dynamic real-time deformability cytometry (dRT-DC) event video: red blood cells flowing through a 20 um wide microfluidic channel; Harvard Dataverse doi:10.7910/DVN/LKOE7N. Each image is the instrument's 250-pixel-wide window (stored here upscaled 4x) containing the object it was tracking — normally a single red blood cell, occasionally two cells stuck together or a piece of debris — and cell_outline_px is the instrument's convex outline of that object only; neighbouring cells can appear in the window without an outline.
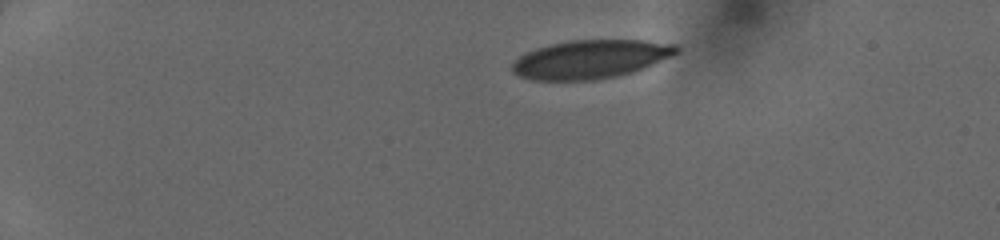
{"species": "human", "species_latin": "Homo sapiens", "temperature_condition": "cold", "stored_images_in_passage": 40, "camera_frame_rate_fps": 3000, "um_per_image_px": 0.085, "donor": {"sex": "female"}, "frame": {"image": 1, "passage_image": 1, "time_ms": 0.0, "image_size_px": [1000, 240], "cell_outline_px": [[680, 52], [644, 68], [632, 72], [616, 76], [596, 80], [532, 80], [520, 76], [512, 72], [512, 64], [520, 56], [536, 48], [552, 44], [572, 40], [644, 40], [676, 44], [680, 48]], "centroid_in_image_um": [50.23, 5.03], "position_along_channel_um": 34.8, "area_um2": 36.82}}
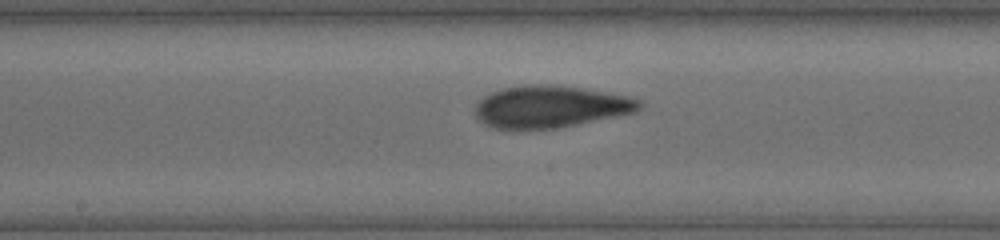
{"frame": {"image": 2, "passage_image": 19, "time_ms": 6.0, "image_size_px": [1000, 240], "cell_outline_px": [[644, 104], [636, 112], [556, 128], [496, 128], [484, 124], [476, 116], [476, 104], [484, 96], [492, 92], [504, 88], [528, 84], [540, 84], [580, 88], [628, 96], [640, 100]], "centroid_in_image_um": [46.79, 9.06], "position_along_channel_um": 201.4, "area_um2": 39.54}}
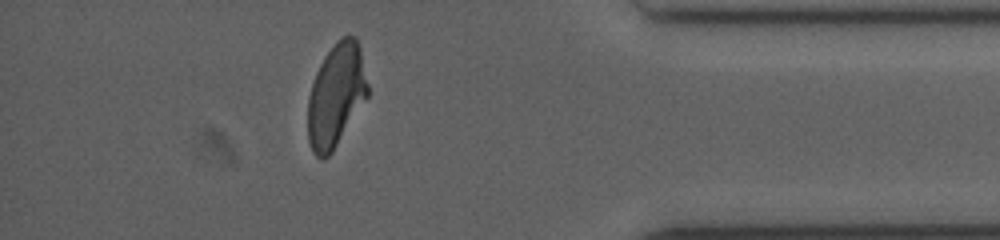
{"frame": {"image": 3, "passage_image": 35, "time_ms": 11.333, "image_size_px": [1000, 240], "cell_outline_px": [[368, 96], [332, 152], [324, 160], [316, 156], [312, 152], [308, 140], [308, 96], [316, 72], [324, 56], [336, 40], [340, 36], [356, 36], [360, 48], [368, 84]], "centroid_in_image_um": [28.56, 8.09], "position_along_channel_um": 406.6, "area_um2": 36.07}}